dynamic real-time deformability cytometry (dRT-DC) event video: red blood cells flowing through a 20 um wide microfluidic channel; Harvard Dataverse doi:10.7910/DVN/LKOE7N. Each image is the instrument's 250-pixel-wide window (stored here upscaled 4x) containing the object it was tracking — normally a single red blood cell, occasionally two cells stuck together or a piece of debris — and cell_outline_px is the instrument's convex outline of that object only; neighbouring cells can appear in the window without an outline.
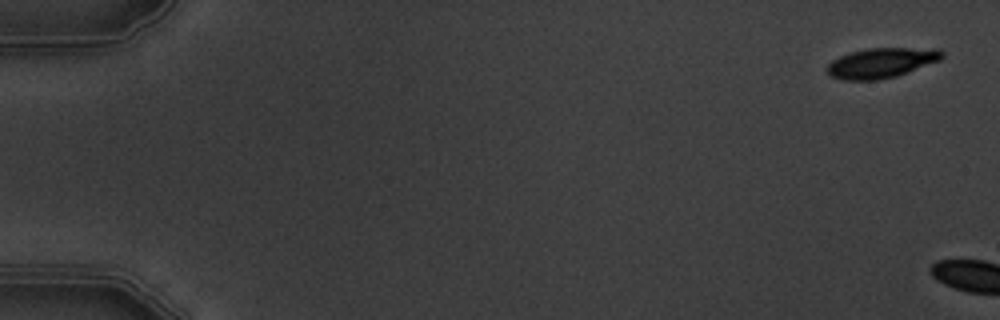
{"species": "common noctule bat (a hibernating species)", "species_latin": "Nyctalus noctula", "temperature_condition": "warm", "stored_images_in_passage": 2, "camera_frame_rate_fps": 3000, "um_per_image_px": 0.085, "animal": {"sex": "male", "body_mass_g": 19.5, "forearm_length_mm": 54.6}, "frame": {"image": 1, "passage_image": 1, "time_ms": 0.0, "image_size_px": [1000, 320], "cell_outline_px": [[944, 56], [940, 60], [908, 72], [896, 76], [876, 80], [840, 80], [832, 76], [828, 72], [828, 64], [832, 60], [840, 56], [852, 52], [868, 48], [940, 48], [944, 52]], "centroid_in_image_um": [74.96, 5.33], "position_along_channel_um": 10.0, "area_um2": 20.06}}